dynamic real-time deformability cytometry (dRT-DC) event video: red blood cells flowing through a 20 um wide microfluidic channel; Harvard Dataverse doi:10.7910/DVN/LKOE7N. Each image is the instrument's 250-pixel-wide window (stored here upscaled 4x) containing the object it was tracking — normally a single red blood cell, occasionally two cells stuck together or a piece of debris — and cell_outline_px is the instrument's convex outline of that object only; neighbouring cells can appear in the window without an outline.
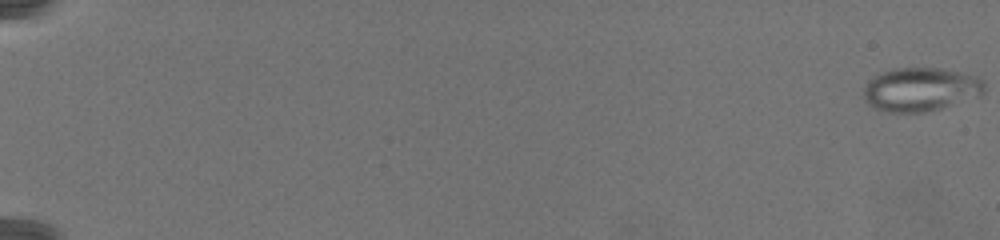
{"species": "common noctule bat (a hibernating species)", "species_latin": "Nyctalus noctula", "temperature_condition": "warm", "stored_images_in_passage": 80, "camera_frame_rate_fps": 3000, "um_per_image_px": 0.085, "animal": {"sex": "female", "body_mass_g": 19.5, "forearm_length_mm": 54.1}, "frame": {"image": 1, "passage_image": 1, "time_ms": 0.0, "image_size_px": [1000, 240], "cell_outline_px": [[984, 92], [940, 108], [924, 112], [888, 112], [872, 108], [864, 100], [864, 84], [880, 72], [900, 68], [940, 68], [960, 72], [976, 76], [984, 80]], "centroid_in_image_um": [78.18, 7.59], "position_along_channel_um": 6.8, "area_um2": 30.4}}
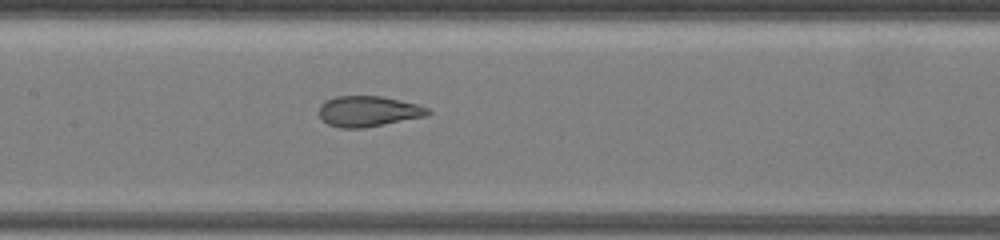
{"frame": {"image": 2, "passage_image": 44, "time_ms": 14.333, "image_size_px": [1000, 240], "cell_outline_px": [[432, 112], [424, 116], [364, 128], [340, 128], [328, 124], [320, 116], [320, 104], [324, 100], [336, 96], [384, 96], [416, 104], [428, 108]], "centroid_in_image_um": [31.28, 9.45], "position_along_channel_um": 176.1, "area_um2": 19.31}}
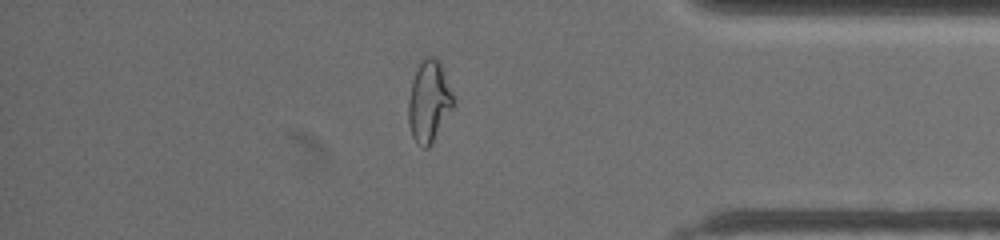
{"frame": {"image": 3, "passage_image": 70, "time_ms": 23.0, "image_size_px": [1000, 240], "cell_outline_px": [[456, 100], [452, 108], [432, 144], [428, 148], [424, 148], [416, 144], [412, 136], [408, 124], [408, 100], [412, 80], [420, 64], [428, 56], [432, 56], [440, 60]], "centroid_in_image_um": [36.47, 8.65], "position_along_channel_um": 398.7, "area_um2": 21.5}}